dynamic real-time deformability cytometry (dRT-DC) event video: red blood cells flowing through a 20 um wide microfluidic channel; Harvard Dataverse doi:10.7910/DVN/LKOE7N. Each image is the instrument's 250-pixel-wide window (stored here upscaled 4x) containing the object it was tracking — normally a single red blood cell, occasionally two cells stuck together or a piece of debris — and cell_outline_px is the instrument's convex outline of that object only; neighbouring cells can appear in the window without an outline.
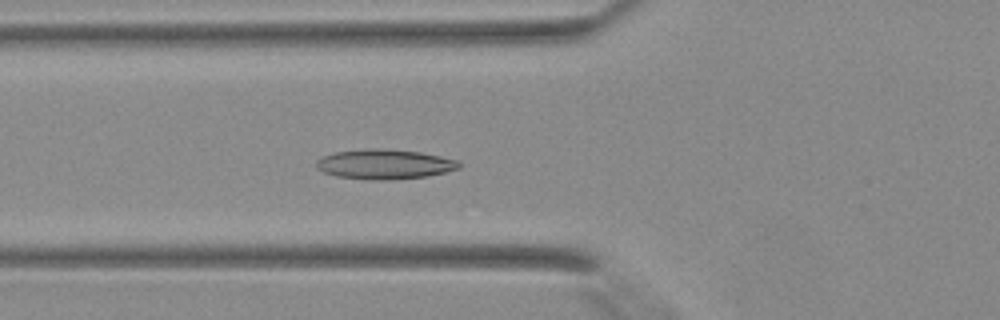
{"species": "Egyptian fruit bat (a non-hibernating species)", "species_latin": "Rousettus aegyptiacus", "temperature_condition": "warm", "stored_images_in_passage": 42, "camera_frame_rate_fps": 3000, "um_per_image_px": 0.085, "animal": {"sex": "female"}, "frame": {"image": 1, "passage_image": 16, "time_ms": 5.0, "image_size_px": [1000, 320], "cell_outline_px": [[460, 168], [428, 176], [388, 180], [376, 180], [336, 176], [324, 172], [316, 168], [316, 160], [324, 156], [336, 152], [364, 148], [376, 148], [420, 152], [460, 160]], "centroid_in_image_um": [32.69, 13.95], "position_along_channel_um": 93.1, "area_um2": 24.74}}
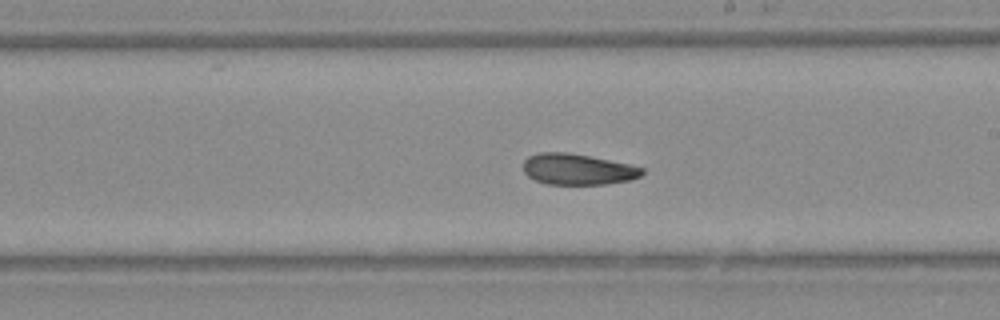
{"frame": {"image": 2, "passage_image": 25, "time_ms": 8.0, "image_size_px": [1000, 320], "cell_outline_px": [[644, 172], [640, 176], [632, 180], [604, 184], [548, 184], [536, 180], [528, 176], [524, 172], [524, 160], [528, 156], [540, 152], [564, 152], [588, 156], [628, 164], [644, 168]], "centroid_in_image_um": [49.1, 14.39], "position_along_channel_um": 239.9, "area_um2": 21.27}}
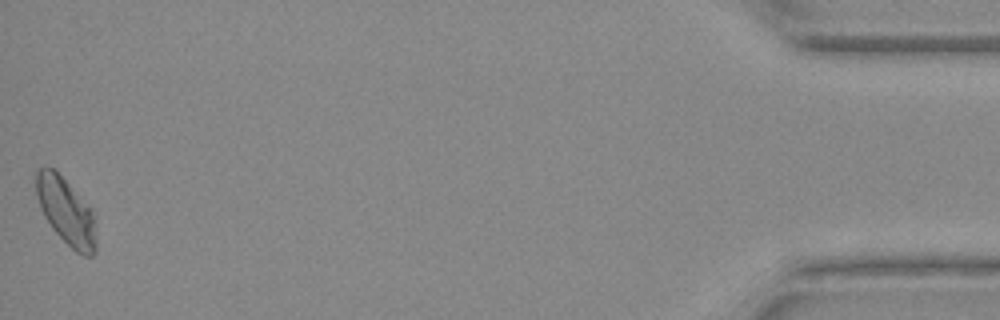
{"frame": {"image": 3, "passage_image": 42, "time_ms": 13.667, "image_size_px": [1000, 320], "cell_outline_px": [[96, 252], [92, 256], [84, 256], [76, 252], [52, 228], [44, 216], [40, 208], [36, 196], [36, 172], [44, 164], [52, 168], [68, 184], [92, 212], [96, 236]], "centroid_in_image_um": [5.59, 17.99], "position_along_channel_um": 429.6, "area_um2": 22.77}}